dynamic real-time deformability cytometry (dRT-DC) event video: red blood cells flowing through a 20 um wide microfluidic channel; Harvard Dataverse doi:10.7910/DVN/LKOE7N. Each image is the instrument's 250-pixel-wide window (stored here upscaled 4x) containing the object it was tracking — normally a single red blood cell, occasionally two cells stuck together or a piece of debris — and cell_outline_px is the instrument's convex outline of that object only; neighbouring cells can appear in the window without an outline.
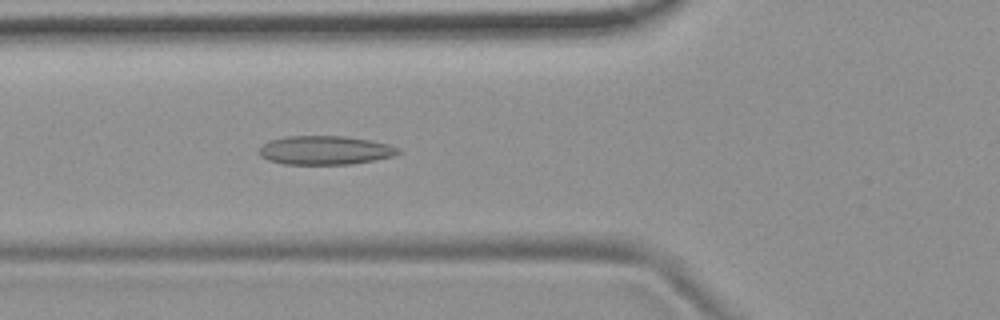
{"species": "common noctule bat (a hibernating species)", "species_latin": "Nyctalus noctula", "temperature_condition": "room temperature", "stored_images_in_passage": 54, "camera_frame_rate_fps": 3000, "um_per_image_px": 0.085, "animal": {"sex": "female", "body_mass_g": 19.9}, "frame": {"image": 1, "passage_image": 20, "time_ms": 6.333, "image_size_px": [1000, 320], "cell_outline_px": [[400, 152], [392, 156], [352, 164], [284, 164], [268, 160], [260, 156], [256, 152], [268, 140], [288, 136], [344, 136], [372, 140], [388, 144], [400, 148]], "centroid_in_image_um": [27.6, 12.76], "position_along_channel_um": 98.2, "area_um2": 23.41}}
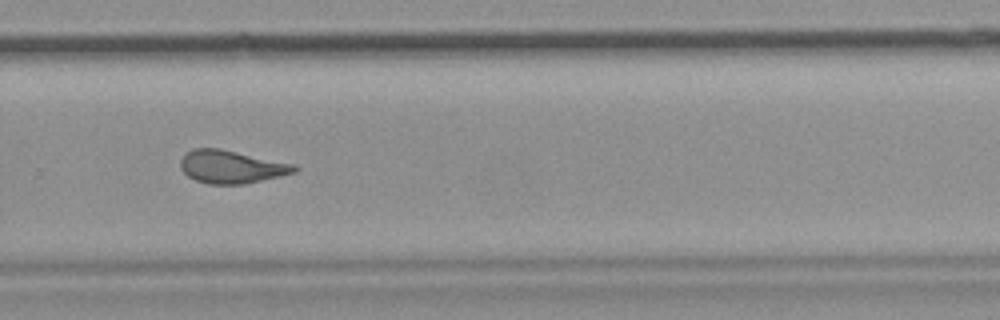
{"frame": {"image": 2, "passage_image": 37, "time_ms": 12.0, "image_size_px": [1000, 320], "cell_outline_px": [[300, 168], [296, 172], [244, 184], [208, 184], [196, 180], [188, 176], [180, 168], [180, 160], [192, 148], [220, 148], [296, 164]], "centroid_in_image_um": [19.69, 14.17], "position_along_channel_um": 310.1, "area_um2": 21.91}}
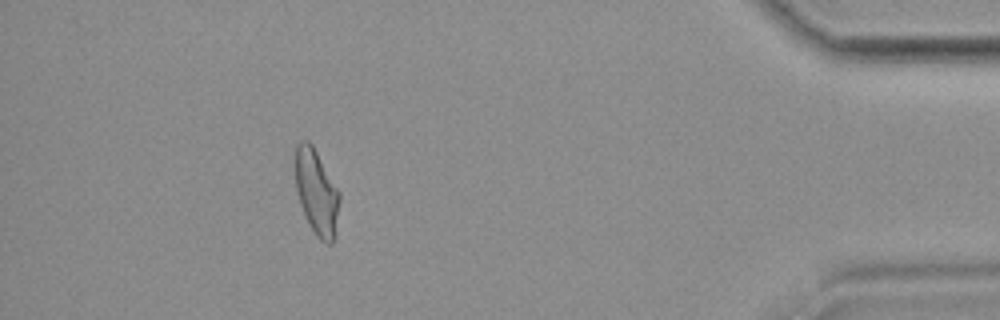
{"frame": {"image": 3, "passage_image": 49, "time_ms": 16.0, "image_size_px": [1000, 320], "cell_outline_px": [[340, 200], [332, 244], [324, 244], [316, 236], [300, 204], [296, 188], [292, 164], [296, 144], [300, 140], [308, 140], [312, 144], [340, 192]], "centroid_in_image_um": [26.86, 16.25], "position_along_channel_um": 408.3, "area_um2": 22.25}, "authors_computed_cell_mechanics": {"area_um2": 23.0044, "velocity_mm_per_s": 3.7428, "shape_relaxation_time_tau1_ms": null, "shape_relaxation_time_tau2_ms": 1.8621, "deformation_change_tau1": null, "deformation_change_tau2": 0.1123}}